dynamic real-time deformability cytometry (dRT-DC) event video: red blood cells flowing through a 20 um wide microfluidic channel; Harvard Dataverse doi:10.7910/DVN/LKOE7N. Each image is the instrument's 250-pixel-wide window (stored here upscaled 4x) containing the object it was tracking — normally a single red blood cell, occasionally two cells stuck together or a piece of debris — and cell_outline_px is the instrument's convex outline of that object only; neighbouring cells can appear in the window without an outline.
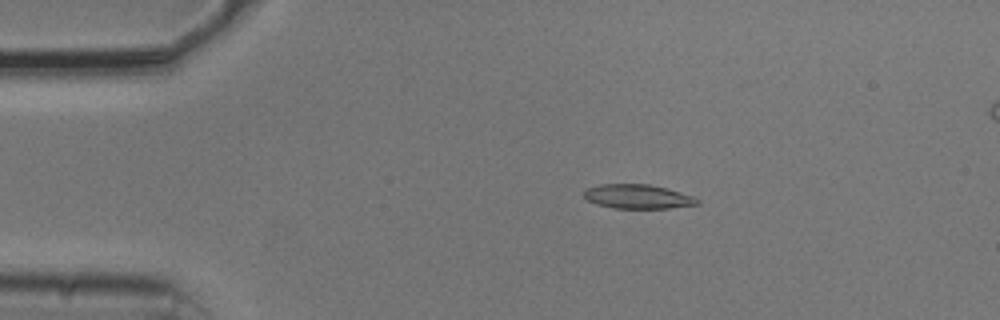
{"species": "common noctule bat (a hibernating species)", "species_latin": "Nyctalus noctula", "temperature_condition": "cold", "stored_images_in_passage": 18, "camera_frame_rate_fps": 3000, "um_per_image_px": 0.085, "animal": {"sex": "male", "body_mass_g": 20.5, "forearm_length_mm": 52.5}, "frame": {"image": 1, "passage_image": 10, "time_ms": 3.0, "image_size_px": [1000, 320], "cell_outline_px": [[700, 204], [668, 208], [616, 208], [596, 204], [588, 200], [584, 196], [584, 192], [588, 188], [600, 184], [648, 184], [668, 188], [692, 196], [700, 200]], "centroid_in_image_um": [54.23, 16.7], "position_along_channel_um": 30.8, "area_um2": 15.9}}
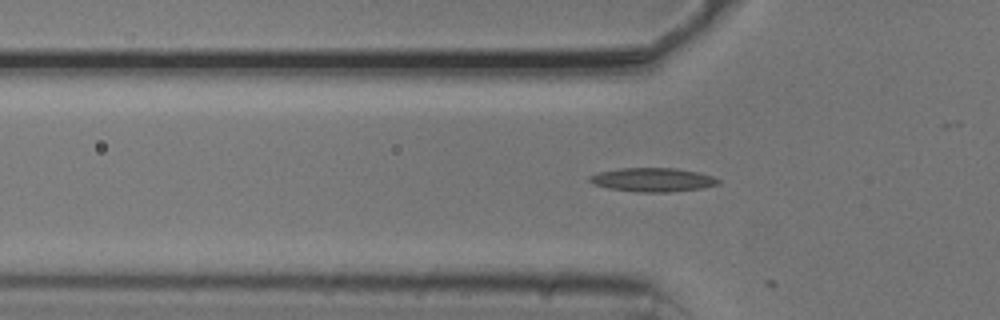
{"frame": {"image": 2, "passage_image": 17, "time_ms": 5.333, "image_size_px": [1000, 320], "cell_outline_px": [[720, 184], [700, 188], [672, 192], [640, 192], [608, 188], [596, 184], [588, 180], [588, 176], [600, 172], [620, 168], [676, 168], [696, 172], [712, 176], [720, 180]], "centroid_in_image_um": [55.49, 15.28], "position_along_channel_um": 70.3, "area_um2": 17.69}}